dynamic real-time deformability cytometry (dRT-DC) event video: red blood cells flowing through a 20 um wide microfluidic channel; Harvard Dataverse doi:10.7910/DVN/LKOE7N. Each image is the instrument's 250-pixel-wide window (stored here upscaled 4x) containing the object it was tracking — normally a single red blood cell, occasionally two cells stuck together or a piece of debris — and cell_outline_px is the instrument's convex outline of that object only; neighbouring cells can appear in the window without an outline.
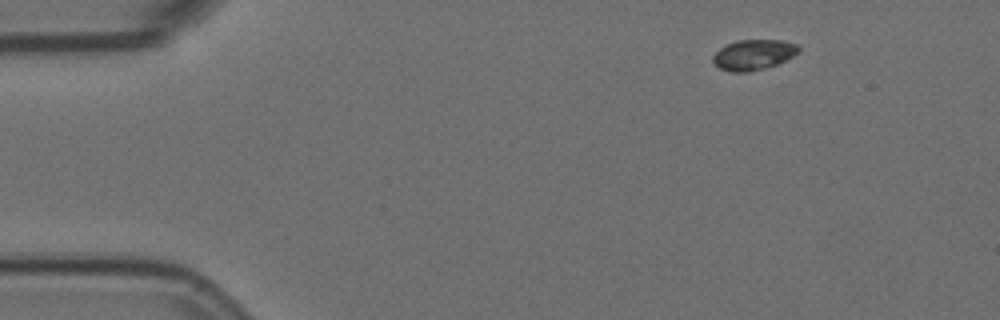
{"species": "Egyptian fruit bat (a non-hibernating species)", "species_latin": "Rousettus aegyptiacus", "temperature_condition": "room temperature", "stored_images_in_passage": 9, "camera_frame_rate_fps": 3000, "um_per_image_px": 0.085, "animal": {"sex": "female"}, "frame": {"image": 1, "passage_image": 1, "time_ms": 0.0, "image_size_px": [1000, 320], "cell_outline_px": [[800, 48], [792, 56], [776, 64], [764, 68], [748, 72], [732, 72], [720, 68], [712, 60], [712, 56], [720, 48], [736, 40], [780, 40], [796, 44]], "centroid_in_image_um": [64.01, 4.65], "position_along_channel_um": 21.0, "area_um2": 14.85}}
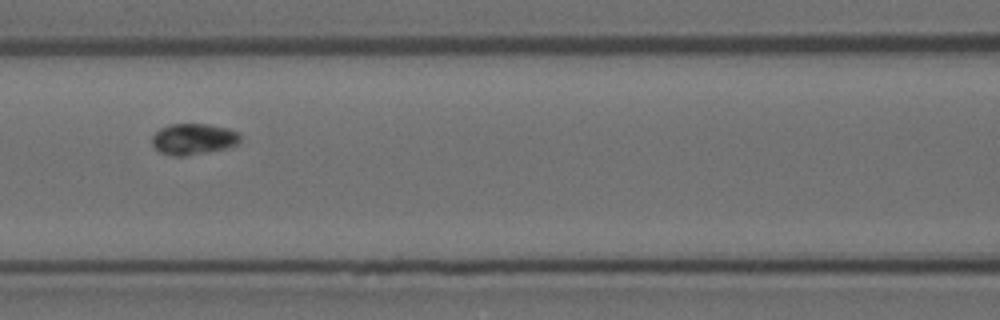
{"frame": {"image": 2, "passage_image": 6, "time_ms": 1.667, "image_size_px": [1000, 320], "cell_outline_px": [[240, 140], [236, 144], [228, 148], [208, 152], [184, 156], [172, 156], [160, 152], [152, 144], [152, 136], [160, 128], [168, 124], [208, 124], [228, 128], [236, 132], [240, 136]], "centroid_in_image_um": [16.42, 11.82], "position_along_channel_um": 150.2, "area_um2": 16.01}}
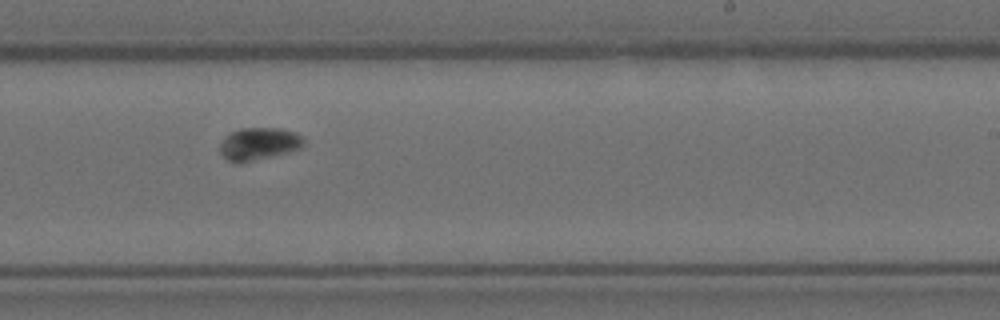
{"frame": {"image": 3, "passage_image": 9, "time_ms": 2.667, "image_size_px": [1000, 320], "cell_outline_px": [[304, 144], [300, 148], [288, 152], [272, 156], [236, 164], [228, 160], [220, 152], [220, 140], [224, 136], [240, 128], [280, 128], [296, 132], [304, 140]], "centroid_in_image_um": [21.97, 12.22], "position_along_channel_um": 267.0, "area_um2": 15.9}}